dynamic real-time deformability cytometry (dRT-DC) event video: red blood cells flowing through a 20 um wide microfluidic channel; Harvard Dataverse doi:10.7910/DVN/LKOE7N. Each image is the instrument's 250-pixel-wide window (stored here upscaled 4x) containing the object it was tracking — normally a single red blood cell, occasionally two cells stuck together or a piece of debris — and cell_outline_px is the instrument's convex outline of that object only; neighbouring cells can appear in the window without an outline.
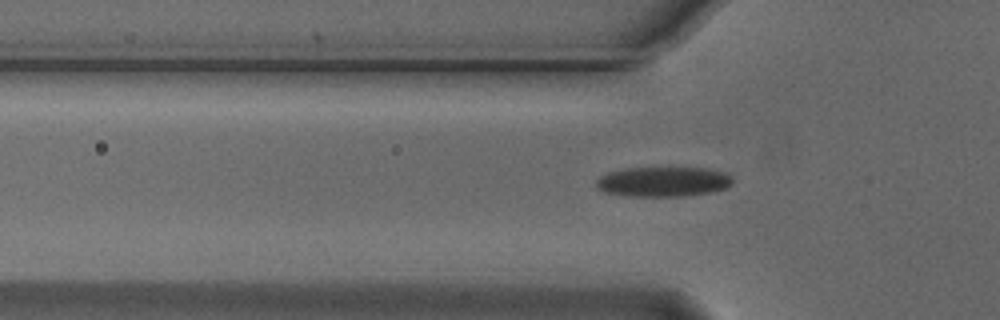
{"species": "Egyptian fruit bat (a non-hibernating species)", "species_latin": "Rousettus aegyptiacus", "temperature_condition": "cold", "stored_images_in_passage": 52, "camera_frame_rate_fps": 3000, "um_per_image_px": 0.085, "animal": {"sex": "male"}, "frame": {"image": 1, "passage_image": 17, "time_ms": 5.333, "image_size_px": [1000, 320], "cell_outline_px": [[732, 184], [728, 188], [712, 192], [684, 196], [628, 196], [604, 192], [596, 188], [596, 180], [600, 176], [608, 172], [624, 168], [708, 168], [728, 172], [732, 176]], "centroid_in_image_um": [56.4, 15.44], "position_along_channel_um": 69.4, "area_um2": 24.1}}
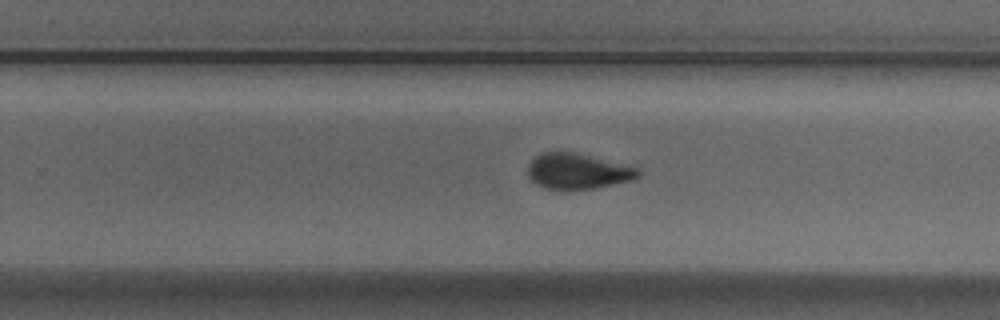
{"frame": {"image": 2, "passage_image": 34, "time_ms": 11.0, "image_size_px": [1000, 320], "cell_outline_px": [[640, 176], [632, 180], [592, 188], [544, 188], [536, 184], [528, 176], [528, 164], [532, 156], [540, 152], [556, 148], [640, 168]], "centroid_in_image_um": [49.03, 14.49], "position_along_channel_um": 280.8, "area_um2": 23.06}}
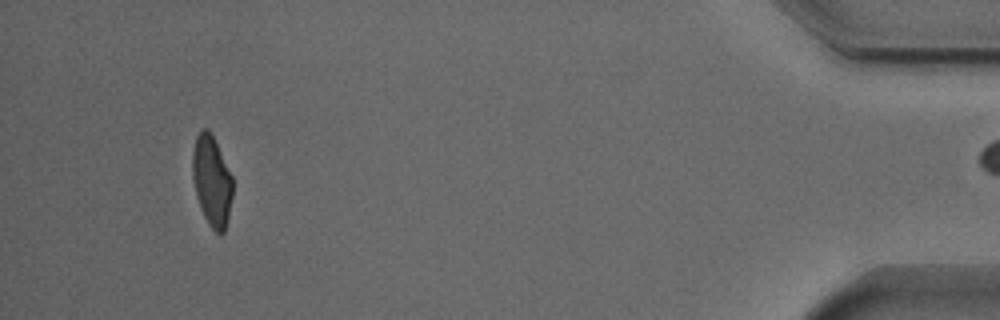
{"frame": {"image": 3, "passage_image": 51, "time_ms": 16.667, "image_size_px": [1000, 320], "cell_outline_px": [[232, 196], [228, 220], [224, 232], [220, 236], [208, 224], [200, 208], [192, 176], [192, 152], [196, 136], [200, 128], [208, 128], [232, 176]], "centroid_in_image_um": [17.99, 15.39], "position_along_channel_um": 417.2, "area_um2": 21.1}}